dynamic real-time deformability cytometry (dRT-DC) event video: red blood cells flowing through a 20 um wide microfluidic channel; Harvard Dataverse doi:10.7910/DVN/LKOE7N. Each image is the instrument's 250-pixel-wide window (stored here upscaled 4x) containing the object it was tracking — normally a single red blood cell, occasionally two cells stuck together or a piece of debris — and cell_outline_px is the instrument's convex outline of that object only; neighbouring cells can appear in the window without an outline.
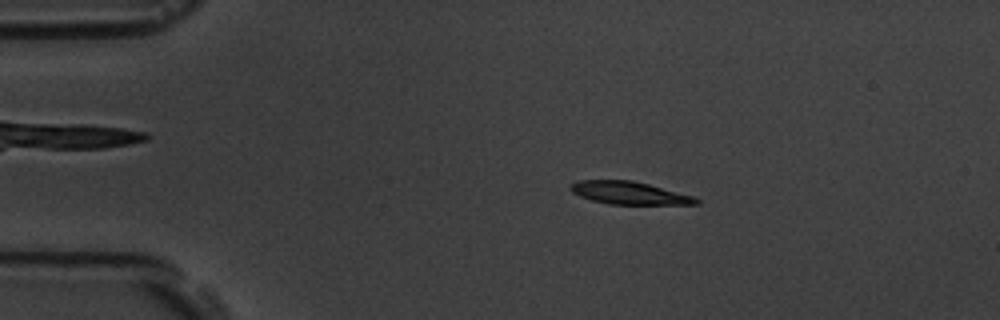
{"species": "common noctule bat (a hibernating species)", "species_latin": "Nyctalus noctula", "temperature_condition": "room temperature", "stored_images_in_passage": 16, "camera_frame_rate_fps": 3000, "um_per_image_px": 0.085, "animal": {"sex": "male", "body_mass_g": 19.5, "forearm_length_mm": 54.6}, "frame": {"image": 1, "passage_image": 3, "time_ms": 2.333, "image_size_px": [1000, 320], "cell_outline_px": [[700, 204], [608, 204], [592, 200], [580, 196], [572, 192], [568, 188], [576, 180], [632, 180], [696, 196], [700, 200]], "centroid_in_image_um": [53.5, 16.4], "position_along_channel_um": 31.5, "area_um2": 16.7}}
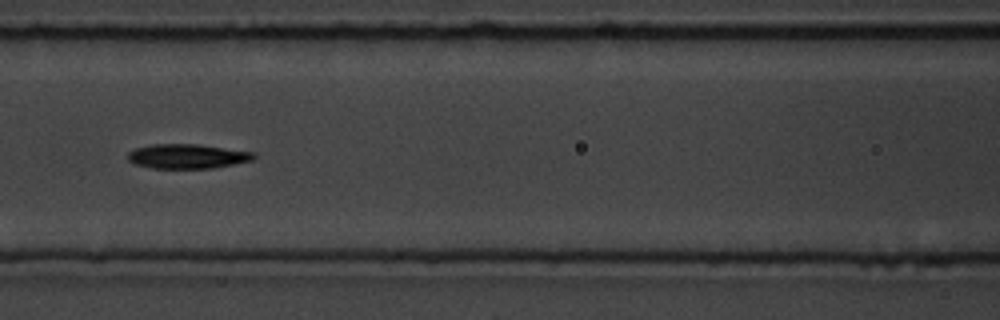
{"frame": {"image": 2, "passage_image": 7, "time_ms": 7.0, "image_size_px": [1000, 320], "cell_outline_px": [[256, 156], [252, 160], [212, 168], [152, 168], [132, 164], [128, 160], [128, 152], [136, 148], [152, 144], [200, 144], [256, 152]], "centroid_in_image_um": [15.91, 13.28], "position_along_channel_um": 150.7, "area_um2": 18.09}}
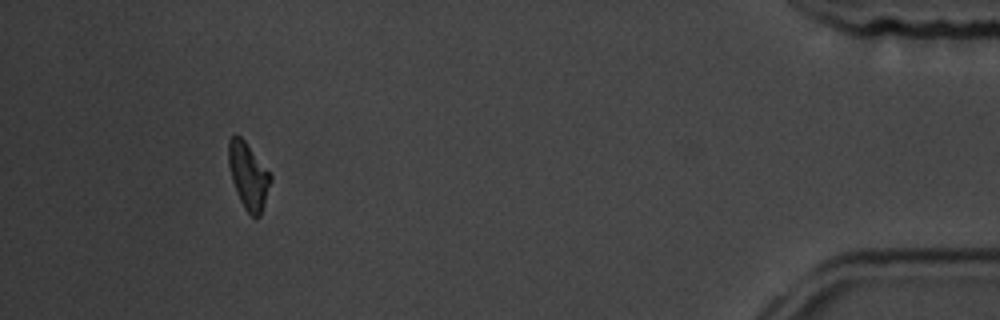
{"frame": {"image": 3, "passage_image": 15, "time_ms": 16.0, "image_size_px": [1000, 320], "cell_outline_px": [[272, 180], [260, 216], [252, 216], [244, 208], [240, 200], [232, 180], [228, 164], [228, 140], [232, 136], [240, 136], [244, 140], [272, 176]], "centroid_in_image_um": [21.1, 14.94], "position_along_channel_um": 414.1, "area_um2": 15.95}, "authors_computed_cell_mechanics": {"area_um2": 17.3978, "velocity_mm_per_s": 3.6511, "shape_relaxation_time_tau1_ms": 5.5854, "shape_relaxation_time_tau2_ms": null, "deformation_change_tau1": 0.1343, "deformation_change_tau2": null}}